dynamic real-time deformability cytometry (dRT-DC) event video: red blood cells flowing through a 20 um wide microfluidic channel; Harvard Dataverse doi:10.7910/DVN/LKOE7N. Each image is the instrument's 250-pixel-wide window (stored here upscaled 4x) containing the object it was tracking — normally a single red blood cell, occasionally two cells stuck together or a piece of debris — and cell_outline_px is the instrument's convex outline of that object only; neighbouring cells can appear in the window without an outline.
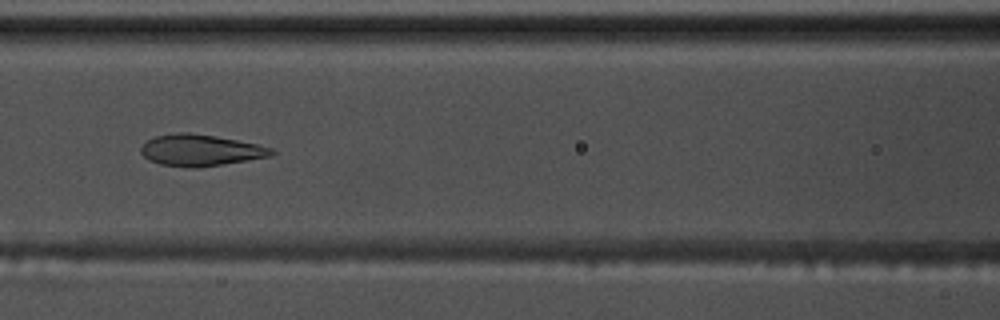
{"species": "common noctule bat (a hibernating species)", "species_latin": "Nyctalus noctula", "temperature_condition": "warm", "stored_images_in_passage": 44, "camera_frame_rate_fps": 3000, "um_per_image_px": 0.085, "animal": {"sex": "male", "body_mass_g": 17.5, "forearm_length_mm": 52.3}, "frame": {"image": 1, "passage_image": 13, "time_ms": 4.0, "image_size_px": [1000, 320], "cell_outline_px": [[276, 152], [272, 156], [196, 168], [192, 168], [160, 164], [148, 160], [140, 152], [140, 148], [148, 140], [156, 136], [180, 132], [188, 132], [216, 136], [256, 144], [272, 148]], "centroid_in_image_um": [17.03, 12.77], "position_along_channel_um": 149.6, "area_um2": 23.76}}
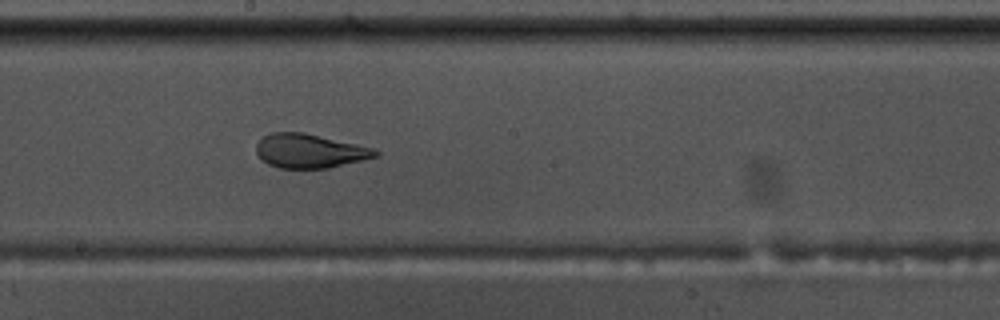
{"frame": {"image": 2, "passage_image": 19, "time_ms": 6.0, "image_size_px": [1000, 320], "cell_outline_px": [[380, 156], [364, 160], [328, 168], [280, 168], [268, 164], [256, 152], [256, 144], [264, 136], [272, 132], [304, 132], [376, 148], [380, 152]], "centroid_in_image_um": [26.38, 12.83], "position_along_channel_um": 221.8, "area_um2": 23.76}}
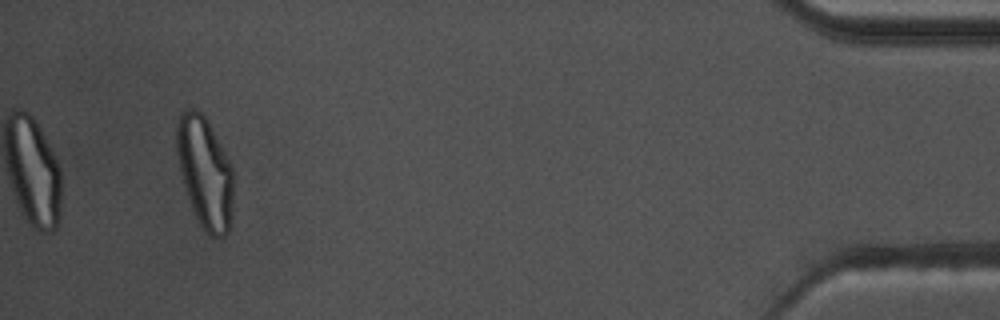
{"frame": {"image": 3, "passage_image": 41, "time_ms": 13.333, "image_size_px": [1000, 320], "cell_outline_px": [[232, 216], [228, 232], [224, 236], [208, 236], [200, 224], [192, 208], [184, 184], [176, 152], [176, 124], [180, 112], [184, 108], [192, 108], [200, 112], [204, 116], [220, 144], [232, 168]], "centroid_in_image_um": [17.4, 14.65], "position_along_channel_um": 417.8, "area_um2": 36.3}, "authors_computed_cell_mechanics": {"area_um2": 25.4609, "velocity_mm_per_s": 3.6461, "shape_relaxation_time_tau1_ms": 5.8854, "shape_relaxation_time_tau2_ms": 1.2598, "deformation_change_tau1": 0.2019, "deformation_change_tau2": 0.084}}